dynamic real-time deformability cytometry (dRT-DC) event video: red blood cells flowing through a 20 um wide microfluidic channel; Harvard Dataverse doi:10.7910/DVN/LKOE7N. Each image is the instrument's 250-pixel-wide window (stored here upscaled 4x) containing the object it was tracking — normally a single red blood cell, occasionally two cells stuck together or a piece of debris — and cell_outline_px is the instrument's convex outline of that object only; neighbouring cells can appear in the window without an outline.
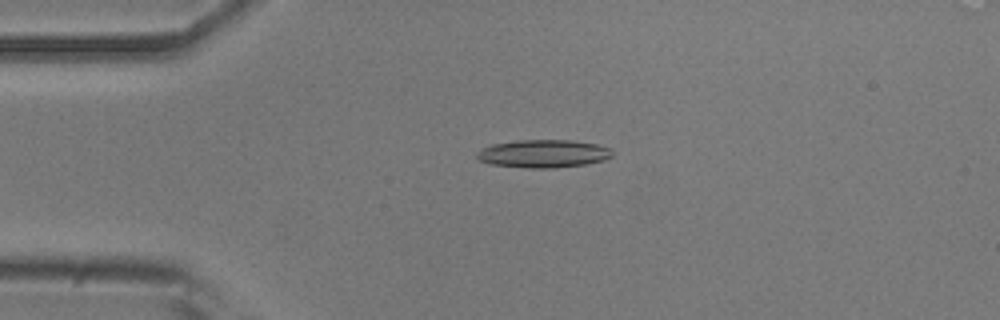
{"species": "common noctule bat (a hibernating species)", "species_latin": "Nyctalus noctula", "temperature_condition": "room temperature", "stored_images_in_passage": 52, "camera_frame_rate_fps": 3000, "um_per_image_px": 0.085, "animal": {"sex": "male", "body_mass_g": 20.5, "forearm_length_mm": 52.5}, "frame": {"image": 1, "passage_image": 11, "time_ms": 3.333, "image_size_px": [1000, 320], "cell_outline_px": [[612, 156], [604, 160], [584, 164], [552, 168], [528, 168], [492, 164], [476, 160], [476, 152], [492, 144], [520, 140], [572, 140], [596, 144], [608, 148], [612, 152]], "centroid_in_image_um": [46.15, 13.06], "position_along_channel_um": 38.8, "area_um2": 21.91}}
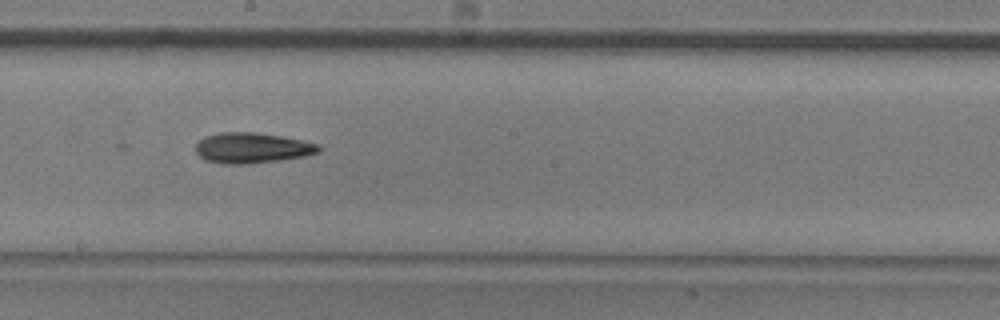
{"frame": {"image": 2, "passage_image": 28, "time_ms": 9.0, "image_size_px": [1000, 320], "cell_outline_px": [[320, 152], [304, 156], [280, 160], [248, 164], [224, 164], [204, 160], [196, 152], [196, 144], [204, 136], [220, 132], [256, 132], [304, 140], [320, 144]], "centroid_in_image_um": [21.43, 12.57], "position_along_channel_um": 226.8, "area_um2": 22.02}}
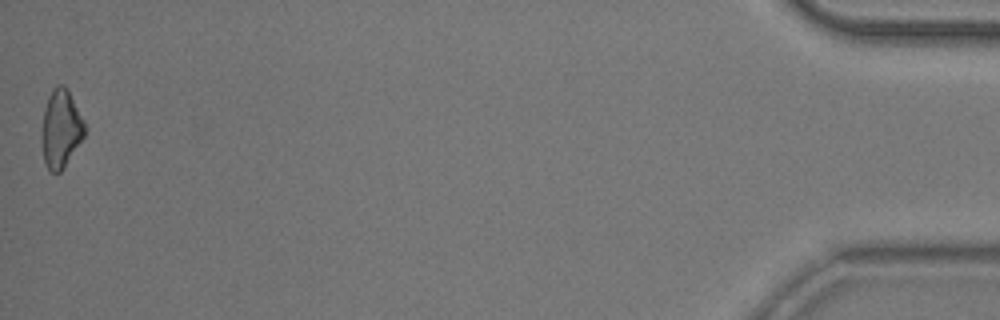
{"frame": {"image": 3, "passage_image": 52, "time_ms": 17.0, "image_size_px": [1000, 320], "cell_outline_px": [[84, 136], [64, 168], [60, 172], [52, 172], [44, 164], [40, 140], [40, 136], [44, 108], [48, 96], [56, 84], [64, 84], [68, 88], [84, 120]], "centroid_in_image_um": [5.14, 10.93], "position_along_channel_um": 430.1, "area_um2": 19.88}, "authors_computed_cell_mechanics": {"area_um2": 20.8947, "velocity_mm_per_s": 3.7635, "shape_relaxation_time_tau1_ms": 4.9419, "shape_relaxation_time_tau2_ms": null, "deformation_change_tau1": 0.1615, "deformation_change_tau2": null}}